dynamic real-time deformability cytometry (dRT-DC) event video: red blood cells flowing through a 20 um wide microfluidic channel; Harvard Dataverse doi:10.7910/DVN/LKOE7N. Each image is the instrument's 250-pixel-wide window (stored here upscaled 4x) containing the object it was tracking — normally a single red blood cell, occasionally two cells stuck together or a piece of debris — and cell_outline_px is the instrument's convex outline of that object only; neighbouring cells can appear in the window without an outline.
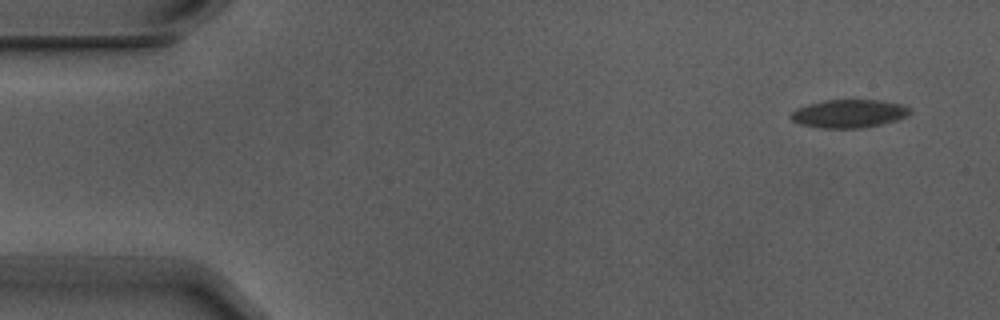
{"species": "Egyptian fruit bat (a non-hibernating species)", "species_latin": "Rousettus aegyptiacus", "temperature_condition": "warm", "stored_images_in_passage": 6, "camera_frame_rate_fps": 3000, "um_per_image_px": 0.085, "animal": {"sex": "male"}, "frame": {"image": 1, "passage_image": 1, "time_ms": 0.0, "image_size_px": [1000, 320], "cell_outline_px": [[912, 112], [896, 120], [880, 124], [856, 128], [820, 128], [800, 124], [792, 120], [788, 116], [796, 108], [808, 104], [824, 100], [880, 100], [900, 104], [912, 108]], "centroid_in_image_um": [72.12, 9.65], "position_along_channel_um": 12.9, "area_um2": 19.48}}
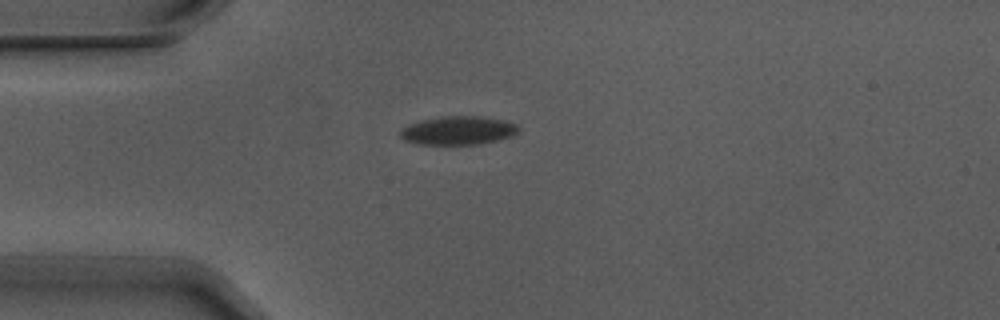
{"frame": {"image": 2, "passage_image": 4, "time_ms": 1.0, "image_size_px": [1000, 320], "cell_outline_px": [[520, 128], [512, 136], [496, 140], [476, 144], [420, 144], [404, 140], [400, 136], [400, 132], [408, 124], [420, 120], [440, 116], [480, 116], [504, 120], [516, 124]], "centroid_in_image_um": [38.93, 11.08], "position_along_channel_um": 46.1, "area_um2": 19.54}}